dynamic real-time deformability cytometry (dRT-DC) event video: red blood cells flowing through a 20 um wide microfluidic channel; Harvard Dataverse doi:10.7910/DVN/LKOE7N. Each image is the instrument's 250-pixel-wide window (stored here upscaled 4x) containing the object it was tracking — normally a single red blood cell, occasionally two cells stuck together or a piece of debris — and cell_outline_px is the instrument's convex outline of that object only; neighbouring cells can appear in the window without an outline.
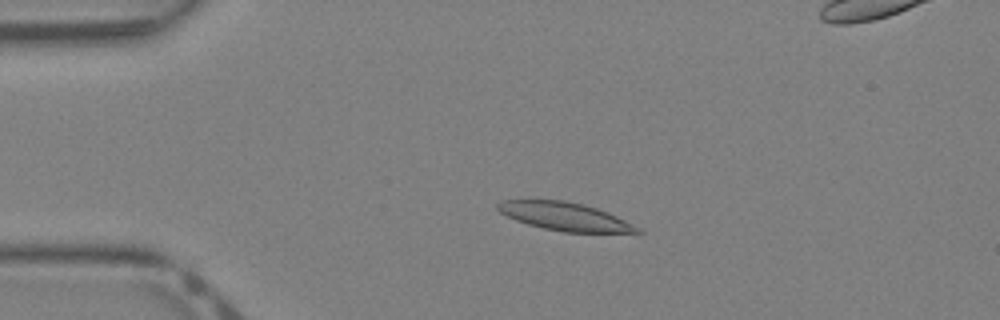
{"species": "Egyptian fruit bat (a non-hibernating species)", "species_latin": "Rousettus aegyptiacus", "temperature_condition": "warm", "stored_images_in_passage": 28, "camera_frame_rate_fps": 3000, "um_per_image_px": 0.085, "animal": {"sex": "female"}, "frame": {"image": 1, "passage_image": 2, "time_ms": 0.333, "image_size_px": [1000, 320], "cell_outline_px": [[644, 232], [564, 232], [544, 228], [528, 224], [516, 220], [500, 212], [496, 208], [496, 204], [500, 200], [564, 200], [584, 204], [608, 212], [640, 228]], "centroid_in_image_um": [47.98, 18.39], "position_along_channel_um": 37.0, "area_um2": 22.66}}
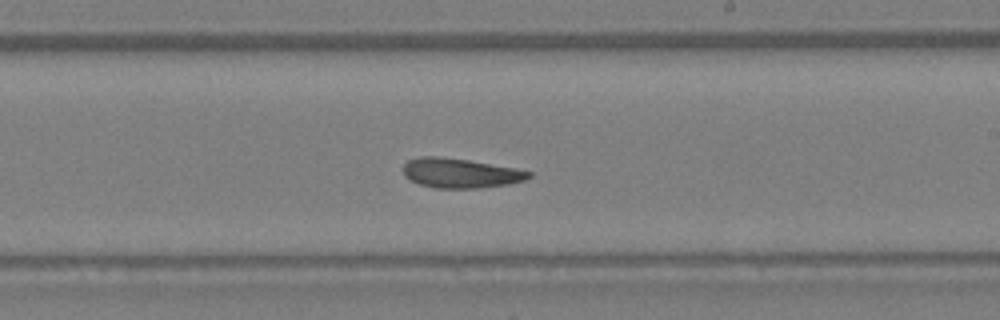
{"frame": {"image": 2, "passage_image": 17, "time_ms": 5.333, "image_size_px": [1000, 320], "cell_outline_px": [[532, 176], [524, 180], [508, 184], [480, 188], [436, 188], [420, 184], [404, 176], [404, 164], [408, 160], [420, 156], [440, 156], [468, 160], [516, 168], [532, 172]], "centroid_in_image_um": [39.14, 14.71], "position_along_channel_um": 249.9, "area_um2": 21.62}}
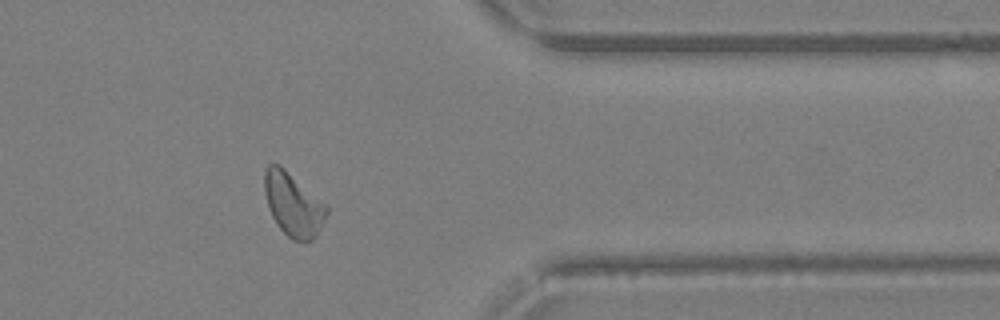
{"frame": {"image": 3, "passage_image": 26, "time_ms": 8.333, "image_size_px": [1000, 320], "cell_outline_px": [[328, 212], [316, 236], [312, 240], [304, 244], [292, 240], [276, 224], [268, 208], [264, 192], [264, 172], [268, 164], [280, 164], [324, 204], [328, 208]], "centroid_in_image_um": [24.89, 17.41], "position_along_channel_um": 386.5, "area_um2": 22.83}}